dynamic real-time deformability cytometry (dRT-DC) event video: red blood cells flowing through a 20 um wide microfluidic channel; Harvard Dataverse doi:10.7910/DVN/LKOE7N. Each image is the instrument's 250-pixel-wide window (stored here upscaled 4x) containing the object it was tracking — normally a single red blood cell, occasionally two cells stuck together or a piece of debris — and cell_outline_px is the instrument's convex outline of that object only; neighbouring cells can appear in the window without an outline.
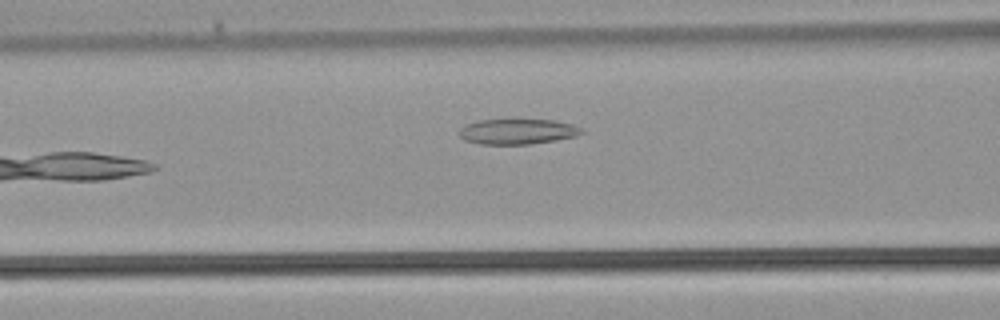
{"species": "common noctule bat (a hibernating species)", "species_latin": "Nyctalus noctula", "temperature_condition": "warm", "stored_images_in_passage": 27, "camera_frame_rate_fps": 3000, "um_per_image_px": 0.085, "animal": {"sex": "male", "body_mass_g": 21.5, "forearm_length_mm": 52.0}, "frame": {"image": 1, "passage_image": 5, "time_ms": 1.333, "image_size_px": [1000, 320], "cell_outline_px": [[584, 132], [576, 136], [556, 140], [532, 144], [480, 144], [464, 140], [460, 136], [460, 128], [464, 124], [476, 120], [556, 120], [572, 124], [584, 128]], "centroid_in_image_um": [44.0, 11.18], "position_along_channel_um": 122.6, "area_um2": 18.21}}
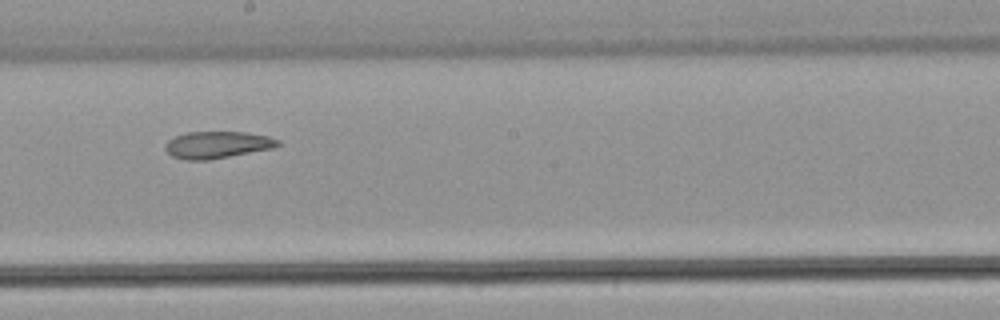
{"frame": {"image": 2, "passage_image": 11, "time_ms": 3.333, "image_size_px": [1000, 320], "cell_outline_px": [[280, 144], [272, 148], [208, 160], [184, 160], [172, 156], [164, 148], [164, 144], [168, 140], [176, 136], [188, 132], [244, 132], [268, 136], [280, 140]], "centroid_in_image_um": [18.44, 12.31], "position_along_channel_um": 229.8, "area_um2": 17.57}}
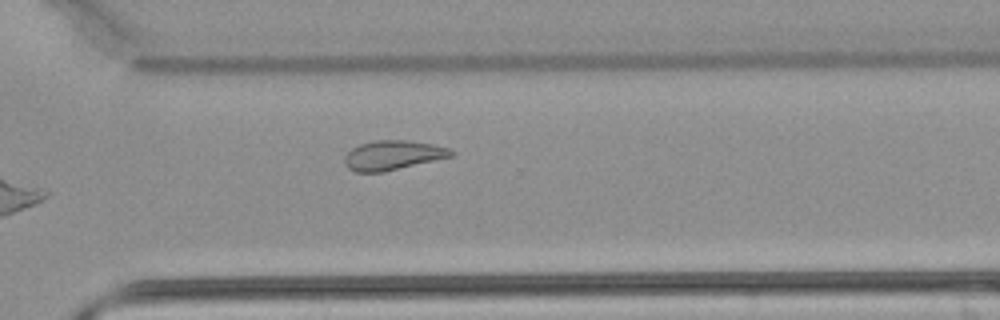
{"frame": {"image": 3, "passage_image": 17, "time_ms": 5.333, "image_size_px": [1000, 320], "cell_outline_px": [[456, 152], [452, 156], [384, 172], [356, 172], [348, 168], [344, 164], [344, 156], [352, 148], [360, 144], [376, 140], [404, 140], [432, 144], [448, 148]], "centroid_in_image_um": [33.36, 13.2], "position_along_channel_um": 337.2, "area_um2": 18.21}}